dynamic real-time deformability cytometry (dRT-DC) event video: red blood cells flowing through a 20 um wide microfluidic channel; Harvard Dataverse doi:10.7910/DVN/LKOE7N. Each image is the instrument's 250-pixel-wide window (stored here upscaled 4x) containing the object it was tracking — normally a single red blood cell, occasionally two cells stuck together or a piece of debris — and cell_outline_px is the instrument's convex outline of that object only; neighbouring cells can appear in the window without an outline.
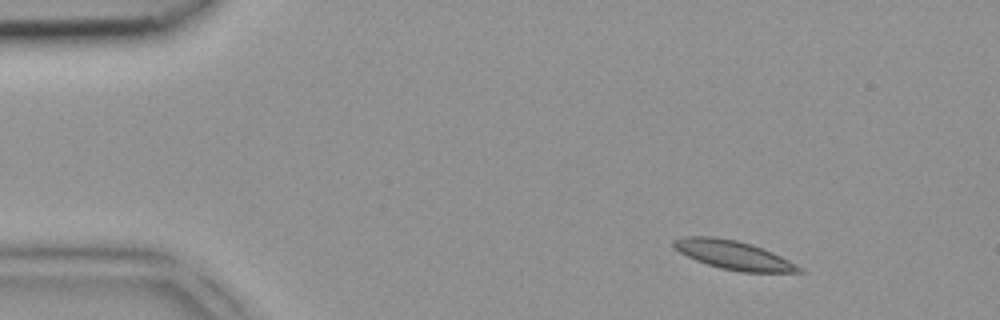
{"species": "common noctule bat (a hibernating species)", "species_latin": "Nyctalus noctula", "temperature_condition": "room temperature", "stored_images_in_passage": 3, "camera_frame_rate_fps": 3000, "um_per_image_px": 0.085, "animal": {"sex": "female", "body_mass_g": 18.4}, "frame": {"image": 1, "passage_image": 1, "time_ms": 0.0, "image_size_px": [1000, 320], "cell_outline_px": [[804, 272], [740, 272], [720, 268], [696, 260], [672, 248], [672, 240], [684, 236], [716, 236], [736, 240], [752, 244], [764, 248], [788, 260], [800, 268]], "centroid_in_image_um": [62.28, 21.65], "position_along_channel_um": 22.7, "area_um2": 20.98}}
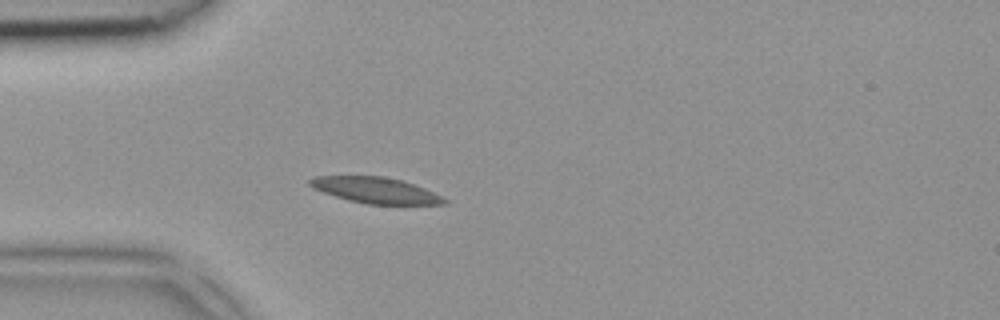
{"frame": {"image": 2, "passage_image": 3, "time_ms": 0.667, "image_size_px": [1000, 320], "cell_outline_px": [[448, 204], [368, 204], [348, 200], [312, 188], [308, 184], [308, 180], [312, 176], [384, 176], [400, 180], [424, 188], [448, 200]], "centroid_in_image_um": [31.88, 16.16], "position_along_channel_um": 53.1, "area_um2": 20.11}}